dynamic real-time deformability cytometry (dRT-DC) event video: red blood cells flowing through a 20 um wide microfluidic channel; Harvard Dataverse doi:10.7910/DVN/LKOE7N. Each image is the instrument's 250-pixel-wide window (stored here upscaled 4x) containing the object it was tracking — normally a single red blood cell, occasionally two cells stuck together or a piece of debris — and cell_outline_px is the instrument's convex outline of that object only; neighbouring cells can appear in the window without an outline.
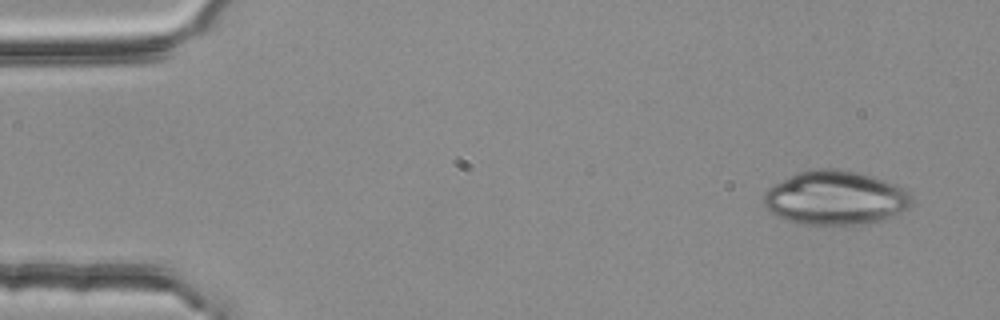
{"species": "common noctule bat (a hibernating species)", "species_latin": "Nyctalus noctula", "temperature_condition": "room temperature", "stored_images_in_passage": 3, "camera_frame_rate_fps": 3000, "um_per_image_px": 0.085, "animal": {"sex": "female", "body_mass_g": 25.1}, "frame": {"image": 1, "passage_image": 1, "time_ms": 0.0, "image_size_px": [1000, 320], "cell_outline_px": [[912, 204], [908, 208], [896, 216], [884, 220], [868, 224], [800, 224], [776, 216], [764, 204], [764, 192], [768, 188], [788, 176], [812, 168], [836, 168], [856, 172], [872, 176], [884, 180], [904, 188], [912, 196]], "centroid_in_image_um": [71.04, 16.82], "position_along_channel_um": 14.0, "area_um2": 46.76}}